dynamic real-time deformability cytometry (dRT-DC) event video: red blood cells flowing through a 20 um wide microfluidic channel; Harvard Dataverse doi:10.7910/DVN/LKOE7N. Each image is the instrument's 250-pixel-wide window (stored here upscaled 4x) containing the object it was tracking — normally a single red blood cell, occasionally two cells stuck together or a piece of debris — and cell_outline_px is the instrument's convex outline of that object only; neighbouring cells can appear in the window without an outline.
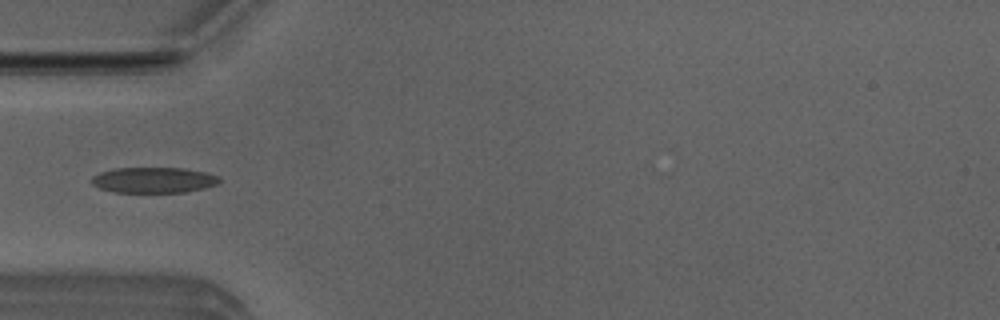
{"species": "Egyptian fruit bat (a non-hibernating species)", "species_latin": "Rousettus aegyptiacus", "temperature_condition": "room temperature", "stored_images_in_passage": 3, "camera_frame_rate_fps": 3000, "um_per_image_px": 0.085, "animal": {"sex": "male"}, "frame": {"image": 1, "passage_image": 3, "time_ms": 0.667, "image_size_px": [1000, 320], "cell_outline_px": [[220, 184], [204, 188], [184, 192], [112, 192], [100, 188], [92, 184], [92, 176], [100, 172], [112, 168], [184, 168], [204, 172], [220, 176]], "centroid_in_image_um": [13.07, 15.3], "position_along_channel_um": 71.9, "area_um2": 19.19}}